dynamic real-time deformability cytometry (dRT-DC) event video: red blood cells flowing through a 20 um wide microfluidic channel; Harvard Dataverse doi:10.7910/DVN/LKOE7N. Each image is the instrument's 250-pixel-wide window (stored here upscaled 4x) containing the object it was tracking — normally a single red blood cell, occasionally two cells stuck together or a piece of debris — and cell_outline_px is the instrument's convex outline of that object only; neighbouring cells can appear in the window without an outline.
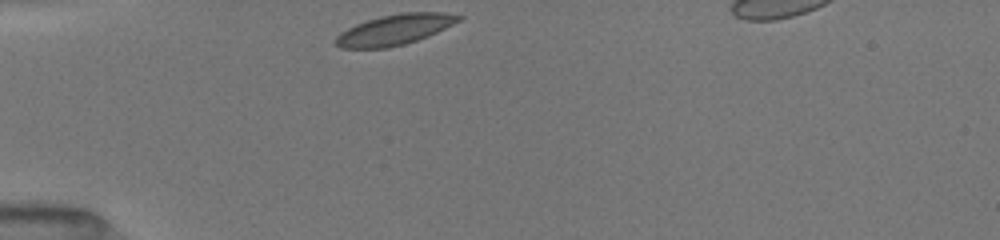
{"species": "common noctule bat (a hibernating species)", "species_latin": "Nyctalus noctula", "temperature_condition": "room temperature", "stored_images_in_passage": 32, "camera_frame_rate_fps": 3000, "um_per_image_px": 0.085, "animal": {"sex": "female", "body_mass_g": 19.5, "forearm_length_mm": 54.1}, "frame": {"image": 1, "passage_image": 1, "time_ms": 0.0, "image_size_px": [1000, 240], "cell_outline_px": [[464, 16], [460, 20], [428, 36], [404, 44], [388, 48], [340, 48], [336, 44], [336, 36], [340, 32], [356, 24], [380, 16], [400, 12], [444, 12]], "centroid_in_image_um": [33.54, 2.51], "position_along_channel_um": 51.5, "area_um2": 21.68}}
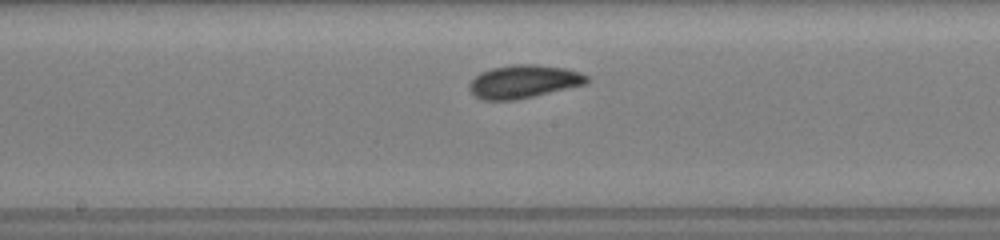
{"frame": {"image": 2, "passage_image": 14, "time_ms": 4.333, "image_size_px": [1000, 240], "cell_outline_px": [[592, 80], [584, 84], [516, 100], [484, 100], [476, 96], [468, 88], [468, 84], [480, 72], [492, 68], [512, 64], [536, 64], [564, 68], [580, 72], [588, 76]], "centroid_in_image_um": [44.51, 6.92], "position_along_channel_um": 203.7, "area_um2": 22.6}}
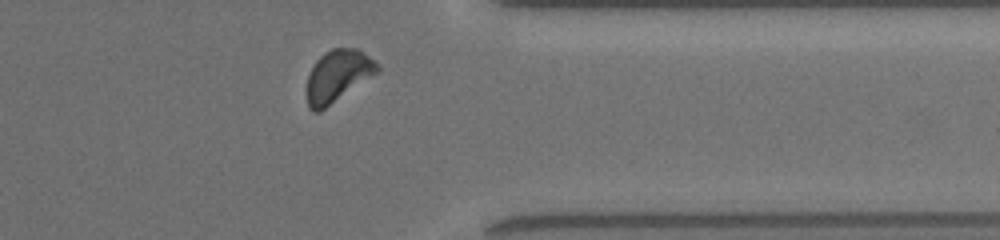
{"frame": {"image": 3, "passage_image": 28, "time_ms": 9.0, "image_size_px": [1000, 240], "cell_outline_px": [[380, 68], [376, 72], [320, 112], [312, 112], [308, 108], [308, 76], [316, 60], [324, 52], [332, 48], [360, 48], [376, 60]], "centroid_in_image_um": [28.71, 6.42], "position_along_channel_um": 382.7, "area_um2": 21.04}, "authors_computed_cell_mechanics": {"area_um2": 21.6461, "velocity_mm_per_s": 3.954, "shape_relaxation_time_tau1_ms": 2.5367, "shape_relaxation_time_tau2_ms": 2.583, "deformation_change_tau1": 0.093, "deformation_change_tau2": 0.0618}}